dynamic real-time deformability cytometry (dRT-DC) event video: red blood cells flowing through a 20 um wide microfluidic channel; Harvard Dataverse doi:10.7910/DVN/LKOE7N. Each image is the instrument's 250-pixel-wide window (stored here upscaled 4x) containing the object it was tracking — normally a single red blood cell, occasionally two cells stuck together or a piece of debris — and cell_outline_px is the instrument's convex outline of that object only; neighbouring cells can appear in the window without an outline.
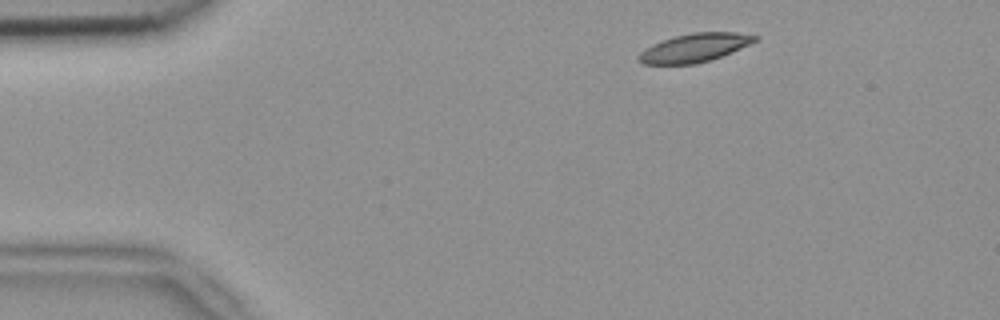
{"species": "common noctule bat (a hibernating species)", "species_latin": "Nyctalus noctula", "temperature_condition": "room temperature", "stored_images_in_passage": 2, "camera_frame_rate_fps": 3000, "um_per_image_px": 0.085, "animal": {"sex": "female", "body_mass_g": 18.4}, "frame": {"image": 1, "passage_image": 1, "time_ms": 0.0, "image_size_px": [1000, 320], "cell_outline_px": [[760, 36], [756, 40], [732, 52], [696, 64], [644, 64], [636, 56], [640, 52], [652, 44], [676, 36], [692, 32], [736, 32]], "centroid_in_image_um": [59.03, 4.05], "position_along_channel_um": 26.0, "area_um2": 19.02}}